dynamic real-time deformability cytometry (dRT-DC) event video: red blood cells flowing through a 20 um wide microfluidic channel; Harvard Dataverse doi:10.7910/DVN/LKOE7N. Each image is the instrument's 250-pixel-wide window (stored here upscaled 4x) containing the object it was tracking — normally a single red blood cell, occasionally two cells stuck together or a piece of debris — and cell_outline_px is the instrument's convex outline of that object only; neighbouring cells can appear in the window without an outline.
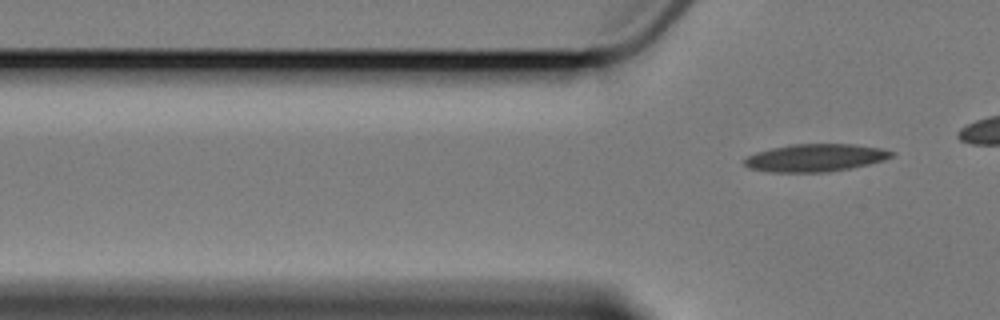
{"species": "Egyptian fruit bat (a non-hibernating species)", "species_latin": "Rousettus aegyptiacus", "temperature_condition": "cold", "stored_images_in_passage": 7, "segment_of_instrument_passage": [2, 2], "camera_frame_rate_fps": 3000, "um_per_image_px": 0.085, "animal": {"sex": "female"}, "frame": {"image": 1, "passage_image": 7, "time_ms": 10.333, "image_size_px": [1000, 320], "cell_outline_px": [[896, 152], [892, 156], [884, 160], [852, 168], [828, 172], [772, 172], [748, 168], [744, 164], [744, 160], [748, 156], [756, 152], [772, 148], [792, 144], [852, 144], [880, 148]], "centroid_in_image_um": [69.31, 13.41], "position_along_channel_um": 56.5, "area_um2": 23.64}}